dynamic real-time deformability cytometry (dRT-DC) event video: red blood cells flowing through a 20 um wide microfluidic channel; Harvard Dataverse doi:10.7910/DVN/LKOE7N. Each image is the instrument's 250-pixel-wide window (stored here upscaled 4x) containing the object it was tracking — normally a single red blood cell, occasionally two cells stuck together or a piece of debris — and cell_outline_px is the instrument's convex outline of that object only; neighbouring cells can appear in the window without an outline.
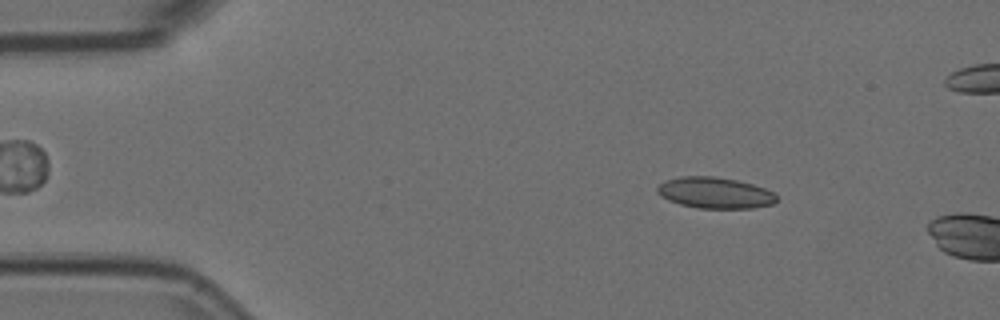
{"species": "Egyptian fruit bat (a non-hibernating species)", "species_latin": "Rousettus aegyptiacus", "temperature_condition": "room temperature", "stored_images_in_passage": 5, "camera_frame_rate_fps": 3000, "um_per_image_px": 0.085, "animal": {"sex": "female"}, "frame": {"image": 1, "passage_image": 2, "time_ms": 0.333, "image_size_px": [1000, 320], "cell_outline_px": [[776, 200], [772, 204], [752, 208], [696, 208], [680, 204], [668, 200], [660, 196], [656, 192], [656, 188], [664, 180], [680, 176], [716, 176], [736, 180], [752, 184], [764, 188], [772, 192], [776, 196]], "centroid_in_image_um": [60.71, 16.38], "position_along_channel_um": 24.3, "area_um2": 21.68}}